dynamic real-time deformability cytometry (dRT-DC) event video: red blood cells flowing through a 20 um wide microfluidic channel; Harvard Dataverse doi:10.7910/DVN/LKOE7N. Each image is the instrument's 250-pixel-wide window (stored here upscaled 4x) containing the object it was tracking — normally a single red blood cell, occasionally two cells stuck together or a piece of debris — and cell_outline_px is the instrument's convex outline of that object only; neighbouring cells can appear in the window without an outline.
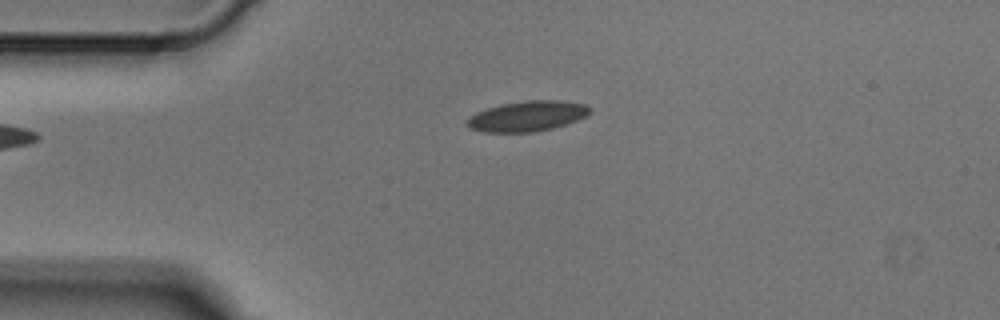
{"species": "Egyptian fruit bat (a non-hibernating species)", "species_latin": "Rousettus aegyptiacus", "temperature_condition": "cold", "stored_images_in_passage": 2, "camera_frame_rate_fps": 3000, "um_per_image_px": 0.085, "animal": {"sex": "male"}, "frame": {"image": 1, "passage_image": 2, "time_ms": 0.333, "image_size_px": [1000, 320], "cell_outline_px": [[592, 108], [584, 116], [576, 120], [552, 128], [532, 132], [484, 132], [472, 128], [464, 124], [468, 116], [476, 112], [488, 108], [504, 104], [528, 100], [560, 100], [584, 104]], "centroid_in_image_um": [44.77, 9.87], "position_along_channel_um": 40.2, "area_um2": 21.44}}